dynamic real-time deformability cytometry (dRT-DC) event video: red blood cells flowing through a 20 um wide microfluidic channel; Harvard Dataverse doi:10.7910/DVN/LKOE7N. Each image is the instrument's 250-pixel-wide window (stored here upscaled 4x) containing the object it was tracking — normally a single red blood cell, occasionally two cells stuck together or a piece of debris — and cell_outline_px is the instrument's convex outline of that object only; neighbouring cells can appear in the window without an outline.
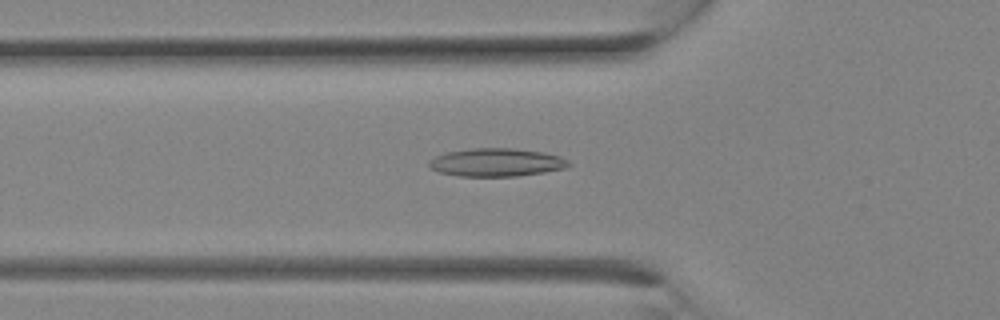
{"species": "Egyptian fruit bat (a non-hibernating species)", "species_latin": "Rousettus aegyptiacus", "temperature_condition": "room temperature", "stored_images_in_passage": 14, "camera_frame_rate_fps": 3000, "um_per_image_px": 0.085, "animal": {"sex": "female"}, "frame": {"image": 1, "passage_image": 10, "time_ms": 3.0, "image_size_px": [1000, 320], "cell_outline_px": [[572, 164], [568, 168], [544, 172], [516, 176], [460, 176], [440, 172], [428, 168], [428, 160], [444, 152], [472, 148], [512, 148], [544, 152], [560, 156], [568, 160]], "centroid_in_image_um": [42.2, 13.8], "position_along_channel_um": 83.6, "area_um2": 23.12}}
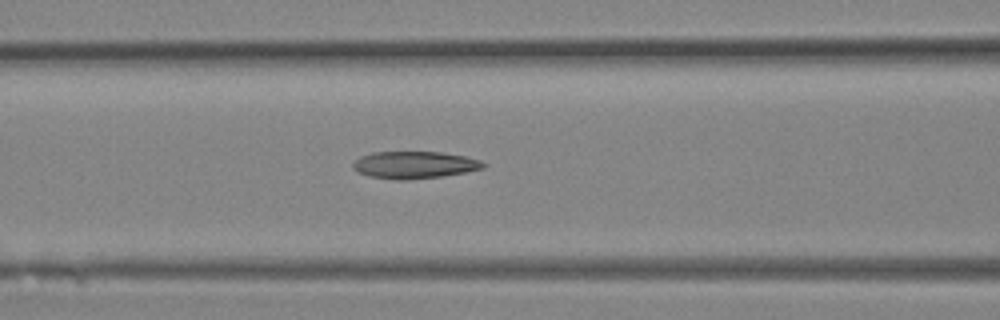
{"frame": {"image": 2, "passage_image": 12, "time_ms": 3.667, "image_size_px": [1000, 320], "cell_outline_px": [[484, 168], [464, 172], [440, 176], [408, 180], [396, 180], [368, 176], [356, 172], [352, 168], [352, 164], [360, 156], [372, 152], [440, 152], [464, 156], [480, 160], [484, 164]], "centroid_in_image_um": [35.15, 14.02], "position_along_channel_um": 131.4, "area_um2": 20.58}}
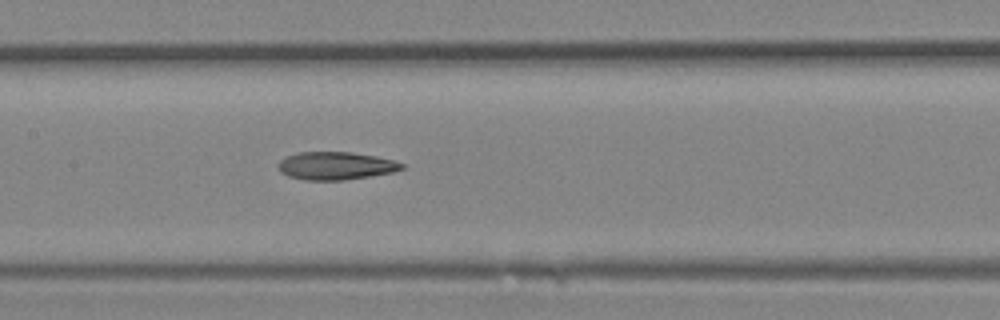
{"frame": {"image": 3, "passage_image": 14, "time_ms": 4.333, "image_size_px": [1000, 320], "cell_outline_px": [[404, 168], [392, 172], [344, 180], [304, 180], [288, 176], [280, 172], [276, 164], [280, 160], [296, 152], [352, 152], [376, 156], [392, 160], [404, 164]], "centroid_in_image_um": [28.49, 14.09], "position_along_channel_um": 178.9, "area_um2": 20.06}}